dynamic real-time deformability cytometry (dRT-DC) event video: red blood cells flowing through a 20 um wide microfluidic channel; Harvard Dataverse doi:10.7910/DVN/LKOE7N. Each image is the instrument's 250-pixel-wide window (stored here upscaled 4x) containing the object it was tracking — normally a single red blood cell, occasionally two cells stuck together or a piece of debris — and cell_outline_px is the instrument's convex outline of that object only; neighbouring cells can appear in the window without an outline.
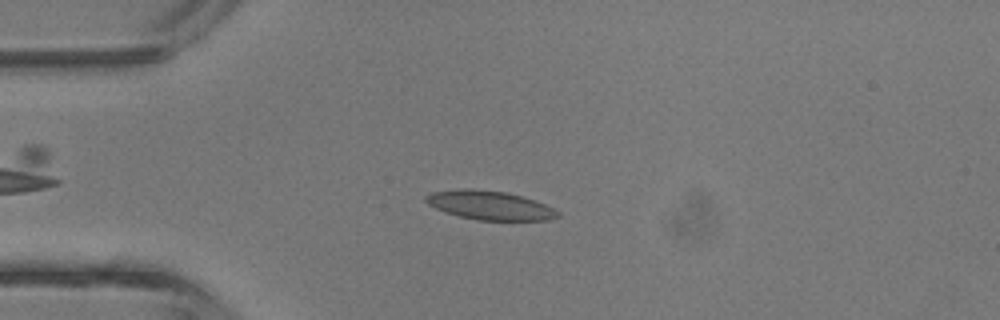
{"species": "common noctule bat (a hibernating species)", "species_latin": "Nyctalus noctula", "temperature_condition": "room temperature", "stored_images_in_passage": 28, "camera_frame_rate_fps": 3000, "um_per_image_px": 0.085, "animal": {"sex": "male", "body_mass_g": 13.3}, "frame": {"image": 1, "passage_image": 2, "time_ms": 0.333, "image_size_px": [1000, 320], "cell_outline_px": [[560, 216], [548, 220], [476, 220], [444, 212], [428, 204], [424, 200], [424, 196], [432, 192], [456, 188], [468, 188], [508, 192], [524, 196], [544, 204], [560, 212]], "centroid_in_image_um": [41.61, 17.44], "position_along_channel_um": 43.4, "area_um2": 22.43}}
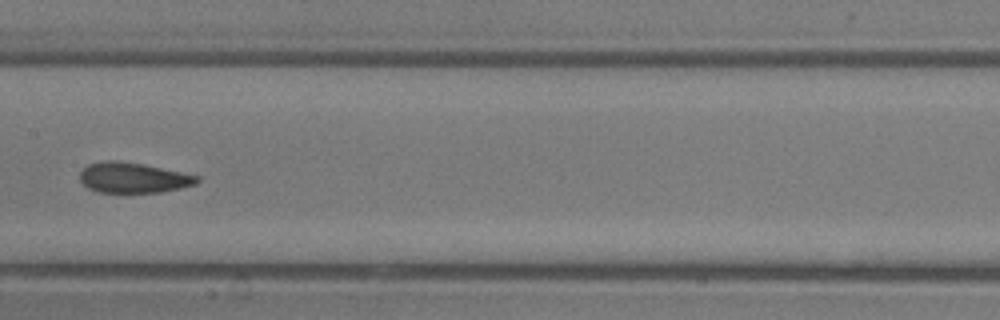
{"frame": {"image": 2, "passage_image": 13, "time_ms": 4.0, "image_size_px": [1000, 320], "cell_outline_px": [[200, 180], [196, 184], [180, 188], [160, 192], [96, 192], [88, 188], [80, 180], [80, 172], [88, 164], [104, 160], [112, 160], [140, 164], [200, 176]], "centroid_in_image_um": [11.3, 15.11], "position_along_channel_um": 196.1, "area_um2": 20.46}}
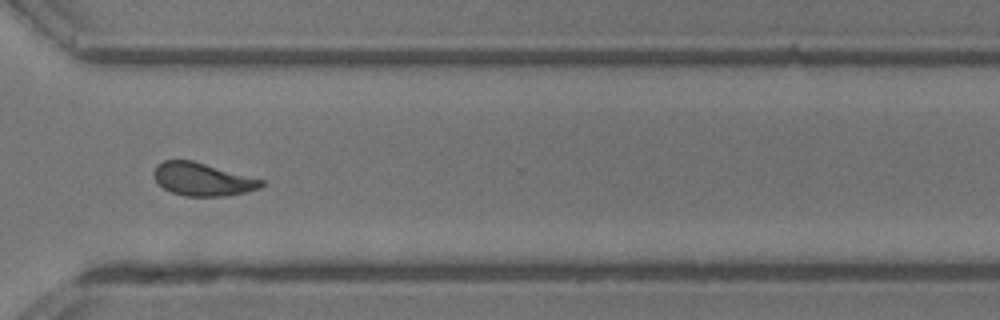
{"frame": {"image": 3, "passage_image": 23, "time_ms": 7.333, "image_size_px": [1000, 320], "cell_outline_px": [[264, 184], [260, 188], [244, 192], [224, 196], [184, 196], [172, 192], [164, 188], [152, 176], [152, 172], [156, 164], [164, 160], [192, 160], [264, 180]], "centroid_in_image_um": [17.18, 15.23], "position_along_channel_um": 353.4, "area_um2": 20.58}, "authors_computed_cell_mechanics": {"area_um2": 20.6346, "velocity_mm_per_s": 4.7354, "shape_relaxation_time_tau1_ms": 3.8035, "shape_relaxation_time_tau2_ms": 1.0866, "deformation_change_tau1": 0.1087, "deformation_change_tau2": 0.0604}}